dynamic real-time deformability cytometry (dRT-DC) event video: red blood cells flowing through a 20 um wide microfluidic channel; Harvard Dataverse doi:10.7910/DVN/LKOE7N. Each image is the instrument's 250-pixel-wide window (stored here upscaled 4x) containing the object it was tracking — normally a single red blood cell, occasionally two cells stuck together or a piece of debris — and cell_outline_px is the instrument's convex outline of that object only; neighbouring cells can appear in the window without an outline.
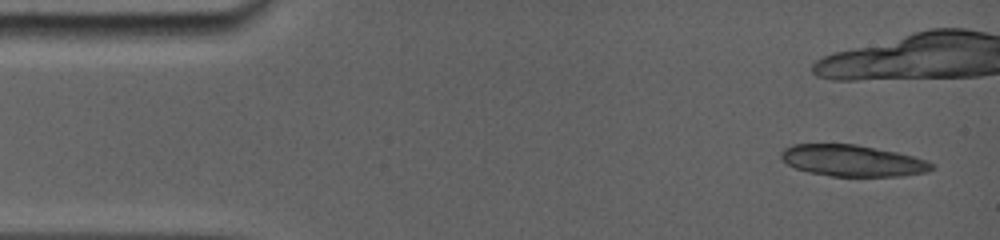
{"species": "common noctule bat (a hibernating species)", "species_latin": "Nyctalus noctula", "temperature_condition": "room temperature", "stored_images_in_passage": 5, "camera_frame_rate_fps": 5000, "um_per_image_px": 0.085, "animal": {"sex": "female", "body_mass_g": 19.0, "forearm_length_mm": 56.7}, "frame": {"image": 1, "passage_image": 1, "time_ms": 0.0, "image_size_px": [1000, 240], "cell_outline_px": [[932, 168], [924, 172], [896, 176], [832, 176], [808, 172], [796, 168], [788, 164], [784, 160], [784, 152], [788, 148], [800, 144], [848, 144], [908, 156], [932, 164]], "centroid_in_image_um": [72.39, 13.68], "position_along_channel_um": 12.6, "area_um2": 25.89}}